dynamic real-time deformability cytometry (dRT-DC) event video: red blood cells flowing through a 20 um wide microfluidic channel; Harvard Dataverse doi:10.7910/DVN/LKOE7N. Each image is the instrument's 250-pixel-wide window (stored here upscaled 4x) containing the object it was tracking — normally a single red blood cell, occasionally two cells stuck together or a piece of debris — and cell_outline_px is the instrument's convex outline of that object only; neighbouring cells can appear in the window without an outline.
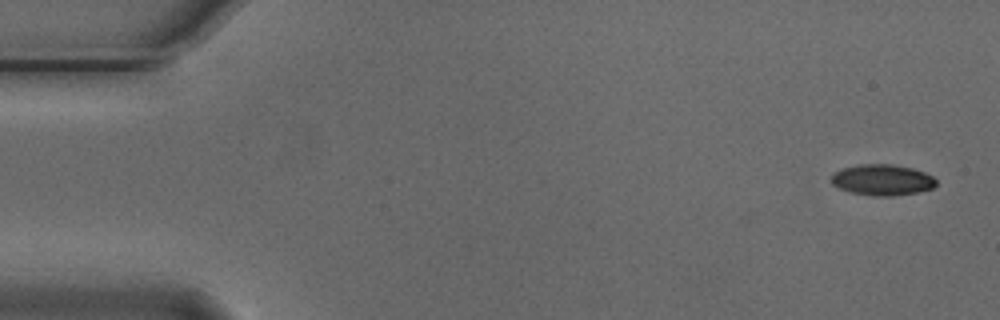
{"species": "Egyptian fruit bat (a non-hibernating species)", "species_latin": "Rousettus aegyptiacus", "temperature_condition": "cold", "stored_images_in_passage": 4, "camera_frame_rate_fps": 3000, "um_per_image_px": 0.085, "animal": {"sex": "male"}, "frame": {"image": 1, "passage_image": 1, "time_ms": 0.0, "image_size_px": [1000, 320], "cell_outline_px": [[936, 184], [932, 188], [916, 192], [892, 196], [872, 196], [848, 192], [832, 184], [832, 172], [844, 168], [860, 164], [892, 164], [912, 168], [924, 172], [932, 176], [936, 180]], "centroid_in_image_um": [74.97, 15.29], "position_along_channel_um": 10.0, "area_um2": 18.9}}
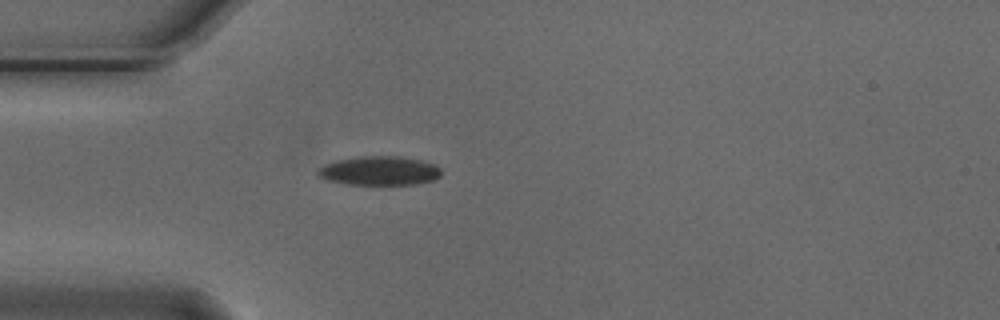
{"frame": {"image": 2, "passage_image": 4, "time_ms": 1.0, "image_size_px": [1000, 320], "cell_outline_px": [[440, 176], [432, 180], [416, 184], [348, 184], [328, 180], [320, 176], [316, 172], [324, 164], [336, 160], [360, 156], [400, 156], [420, 160], [432, 164], [440, 168]], "centroid_in_image_um": [32.24, 14.5], "position_along_channel_um": 52.8, "area_um2": 20.63}}